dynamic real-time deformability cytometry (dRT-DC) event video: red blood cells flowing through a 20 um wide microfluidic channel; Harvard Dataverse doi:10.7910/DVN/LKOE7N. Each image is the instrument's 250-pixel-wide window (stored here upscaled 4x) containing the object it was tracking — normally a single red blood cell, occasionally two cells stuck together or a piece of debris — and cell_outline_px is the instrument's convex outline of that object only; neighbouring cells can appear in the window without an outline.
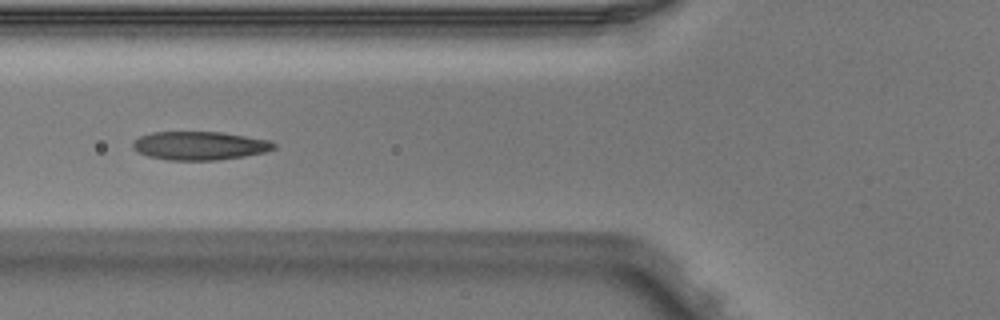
{"species": "Egyptian fruit bat (a non-hibernating species)", "species_latin": "Rousettus aegyptiacus", "temperature_condition": "warm", "stored_images_in_passage": 4, "camera_frame_rate_fps": 3000, "um_per_image_px": 0.085, "animal": {"sex": "male"}, "frame": {"image": 1, "passage_image": 4, "time_ms": 1.0, "image_size_px": [1000, 320], "cell_outline_px": [[276, 148], [268, 152], [244, 156], [216, 160], [168, 160], [148, 156], [136, 152], [132, 148], [132, 144], [140, 136], [152, 132], [220, 132], [268, 140], [276, 144]], "centroid_in_image_um": [16.96, 12.39], "position_along_channel_um": 108.8, "area_um2": 23.41}}